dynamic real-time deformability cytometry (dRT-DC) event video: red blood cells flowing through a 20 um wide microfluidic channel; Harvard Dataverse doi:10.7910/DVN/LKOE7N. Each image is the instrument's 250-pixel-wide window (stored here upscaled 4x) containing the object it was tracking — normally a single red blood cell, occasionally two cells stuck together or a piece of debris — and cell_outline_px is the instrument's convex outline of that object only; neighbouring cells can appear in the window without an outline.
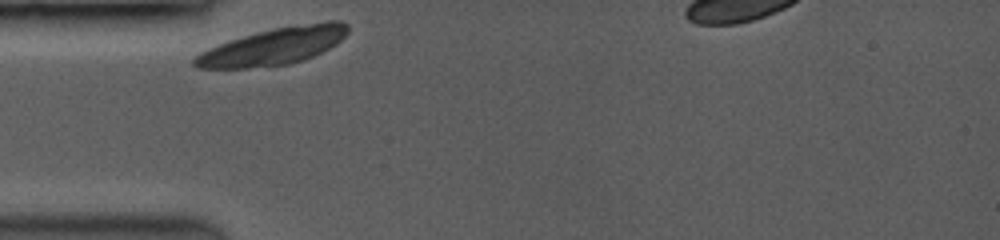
{"species": "common noctule bat (a hibernating species)", "species_latin": "Nyctalus noctula", "temperature_condition": "room temperature", "stored_images_in_passage": 25, "camera_frame_rate_fps": 3500, "um_per_image_px": 0.085, "animal": {"sex": "female", "body_mass_g": 19.0, "forearm_length_mm": 53.3}, "frame": {"image": 1, "passage_image": 1, "time_ms": 0.0, "image_size_px": [1000, 240], "cell_outline_px": [[348, 32], [336, 44], [304, 60], [288, 64], [248, 68], [196, 68], [192, 64], [192, 60], [200, 52], [208, 48], [256, 32], [276, 28], [328, 20], [340, 20], [348, 24]], "centroid_in_image_um": [23.26, 3.93], "position_along_channel_um": 61.7, "area_um2": 32.66}}
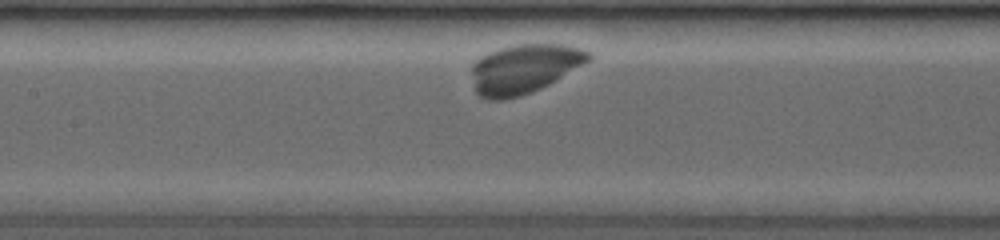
{"frame": {"image": 2, "passage_image": 8, "time_ms": 2.857, "image_size_px": [1000, 240], "cell_outline_px": [[592, 56], [588, 60], [548, 84], [540, 88], [516, 96], [500, 100], [496, 100], [480, 96], [476, 92], [472, 72], [472, 64], [480, 56], [488, 52], [500, 48], [516, 44], [560, 44], [580, 48], [592, 52]], "centroid_in_image_um": [44.52, 5.81], "position_along_channel_um": 162.9, "area_um2": 32.83}}